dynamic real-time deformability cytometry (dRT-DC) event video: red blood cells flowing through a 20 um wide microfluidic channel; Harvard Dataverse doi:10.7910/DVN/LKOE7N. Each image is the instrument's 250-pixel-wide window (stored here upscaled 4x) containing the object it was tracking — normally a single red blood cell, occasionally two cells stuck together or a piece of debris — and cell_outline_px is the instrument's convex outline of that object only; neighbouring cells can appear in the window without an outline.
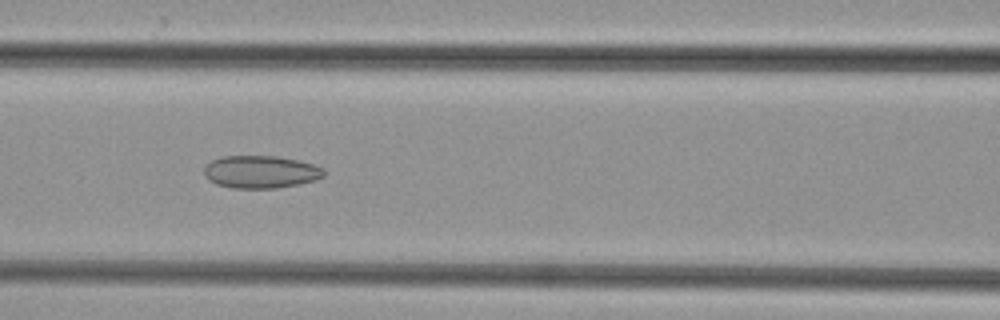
{"species": "common noctule bat (a hibernating species)", "species_latin": "Nyctalus noctula", "temperature_condition": "cold", "stored_images_in_passage": 42, "camera_frame_rate_fps": 3000, "um_per_image_px": 0.085, "animal": {"sex": "female", "body_mass_g": 29.2, "forearm_length_mm": 56.3}, "frame": {"image": 1, "passage_image": 14, "time_ms": 4.333, "image_size_px": [1000, 320], "cell_outline_px": [[324, 176], [316, 180], [300, 184], [280, 188], [232, 188], [216, 184], [208, 180], [204, 176], [204, 168], [212, 160], [224, 156], [276, 156], [296, 160], [312, 164], [324, 168]], "centroid_in_image_um": [22.16, 14.62], "position_along_channel_um": 144.4, "area_um2": 22.83}}
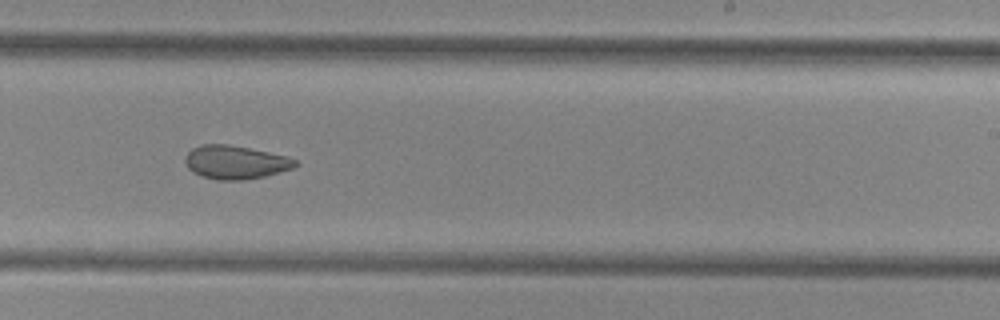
{"frame": {"image": 2, "passage_image": 23, "time_ms": 7.333, "image_size_px": [1000, 320], "cell_outline_px": [[300, 164], [292, 168], [280, 172], [264, 176], [244, 180], [220, 180], [200, 176], [188, 168], [184, 160], [184, 156], [192, 148], [200, 144], [228, 144], [288, 156], [296, 160]], "centroid_in_image_um": [20.0, 13.79], "position_along_channel_um": 269.0, "area_um2": 21.56}}
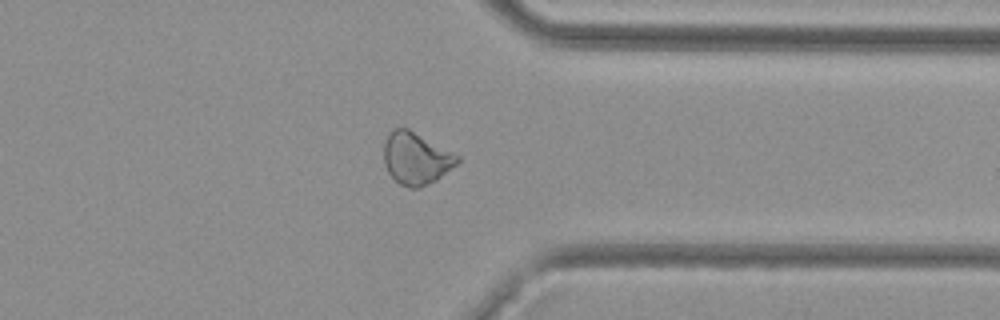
{"frame": {"image": 3, "passage_image": 31, "time_ms": 10.0, "image_size_px": [1000, 320], "cell_outline_px": [[460, 160], [456, 164], [436, 180], [420, 188], [412, 188], [400, 184], [388, 172], [384, 164], [384, 144], [392, 128], [408, 128], [460, 156]], "centroid_in_image_um": [35.36, 13.46], "position_along_channel_um": 376.0, "area_um2": 22.08}}